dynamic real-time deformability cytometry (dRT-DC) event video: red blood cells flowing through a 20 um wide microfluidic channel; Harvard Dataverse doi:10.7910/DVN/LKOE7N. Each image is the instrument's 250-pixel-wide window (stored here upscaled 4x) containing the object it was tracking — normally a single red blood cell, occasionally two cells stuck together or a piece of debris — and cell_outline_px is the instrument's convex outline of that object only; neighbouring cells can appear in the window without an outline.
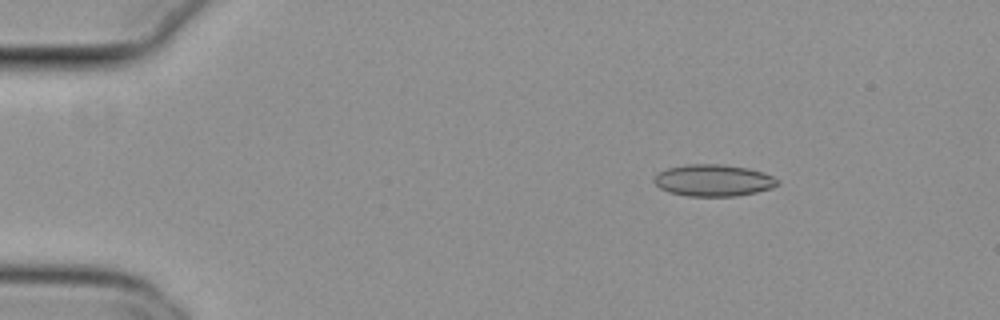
{"species": "common noctule bat (a hibernating species)", "species_latin": "Nyctalus noctula", "temperature_condition": "cold", "stored_images_in_passage": 54, "camera_frame_rate_fps": 3000, "um_per_image_px": 0.085, "animal": {"sex": "female", "body_mass_g": 29.2, "forearm_length_mm": 56.3}, "frame": {"image": 1, "passage_image": 8, "time_ms": 2.333, "image_size_px": [1000, 320], "cell_outline_px": [[780, 184], [772, 188], [756, 192], [736, 196], [688, 196], [668, 192], [660, 188], [652, 180], [656, 172], [668, 168], [688, 164], [724, 164], [748, 168], [764, 172], [780, 180]], "centroid_in_image_um": [60.64, 15.33], "position_along_channel_um": 24.4, "area_um2": 23.12}}
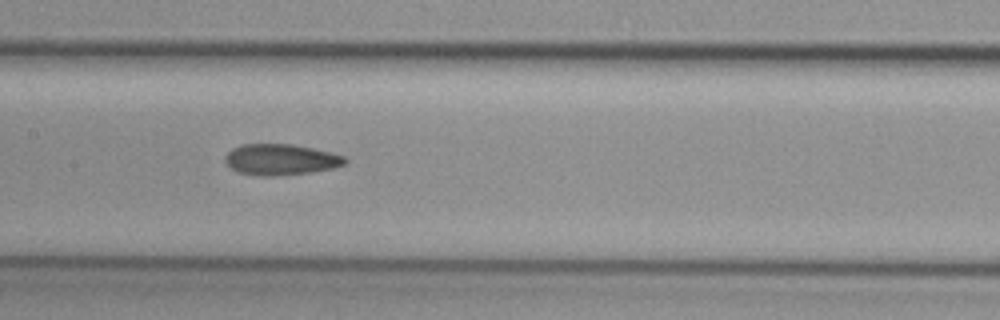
{"frame": {"image": 2, "passage_image": 27, "time_ms": 8.667, "image_size_px": [1000, 320], "cell_outline_px": [[348, 160], [344, 164], [332, 168], [308, 172], [272, 176], [264, 176], [240, 172], [232, 168], [224, 160], [224, 156], [232, 148], [240, 144], [292, 144], [312, 148], [344, 156]], "centroid_in_image_um": [23.83, 13.54], "position_along_channel_um": 183.6, "area_um2": 21.33}}
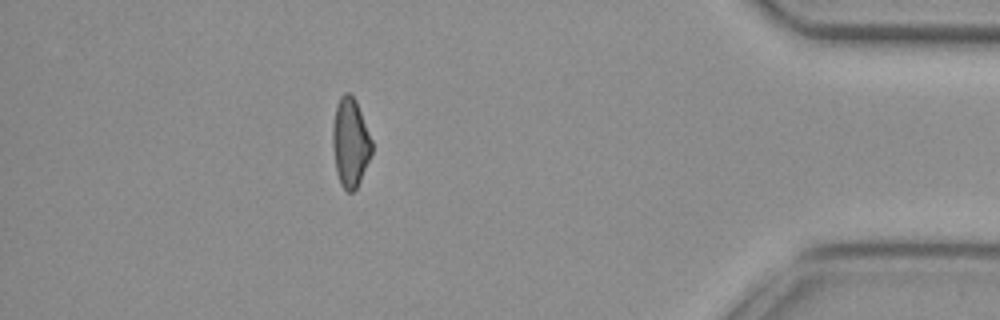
{"frame": {"image": 3, "passage_image": 48, "time_ms": 15.667, "image_size_px": [1000, 320], "cell_outline_px": [[372, 152], [360, 180], [356, 188], [352, 192], [348, 192], [340, 184], [336, 172], [332, 148], [332, 124], [336, 104], [340, 96], [344, 92], [348, 92], [356, 100], [372, 140]], "centroid_in_image_um": [29.75, 12.09], "position_along_channel_um": 405.4, "area_um2": 20.4}, "authors_computed_cell_mechanics": {"area_um2": 21.5883, "velocity_mm_per_s": 3.8228, "shape_relaxation_time_tau1_ms": null, "shape_relaxation_time_tau2_ms": 3.2301, "deformation_change_tau1": null, "deformation_change_tau2": 0.1025}}